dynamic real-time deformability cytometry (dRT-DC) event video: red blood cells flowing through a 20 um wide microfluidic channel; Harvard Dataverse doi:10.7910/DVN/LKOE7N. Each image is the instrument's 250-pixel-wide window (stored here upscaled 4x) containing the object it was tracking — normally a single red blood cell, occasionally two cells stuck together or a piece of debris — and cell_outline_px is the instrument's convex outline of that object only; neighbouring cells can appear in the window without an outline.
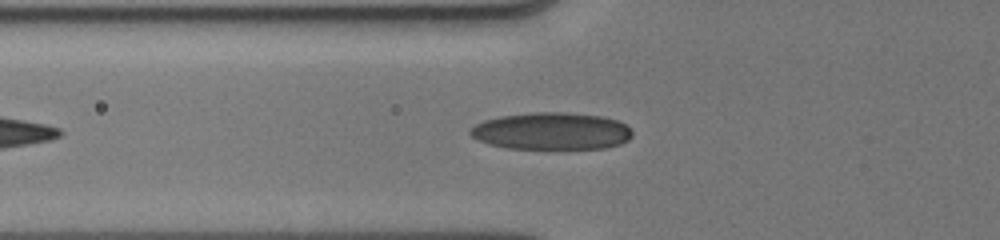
{"species": "human", "species_latin": "Homo sapiens", "temperature_condition": "cold", "stored_images_in_passage": 43, "camera_frame_rate_fps": 3000, "um_per_image_px": 0.085, "donor": {"sex": "male"}, "frame": {"image": 1, "passage_image": 8, "time_ms": 2.0, "image_size_px": [1000, 240], "cell_outline_px": [[632, 136], [628, 140], [620, 144], [604, 148], [508, 148], [488, 144], [472, 136], [468, 132], [468, 128], [484, 120], [500, 116], [532, 112], [564, 112], [604, 116], [616, 120], [624, 124], [632, 132]], "centroid_in_image_um": [46.86, 11.13], "position_along_channel_um": 78.9, "area_um2": 35.03}}
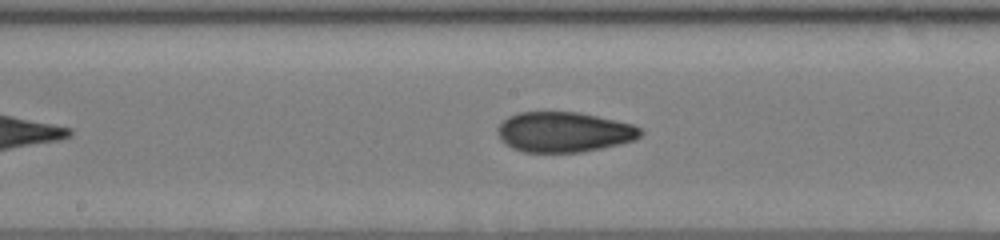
{"frame": {"image": 2, "passage_image": 19, "time_ms": 5.0, "image_size_px": [1000, 240], "cell_outline_px": [[644, 132], [636, 140], [620, 144], [580, 152], [524, 152], [512, 148], [504, 144], [500, 140], [496, 132], [496, 128], [508, 116], [520, 112], [580, 112], [632, 124], [640, 128]], "centroid_in_image_um": [47.91, 11.22], "position_along_channel_um": 200.3, "area_um2": 33.64}}
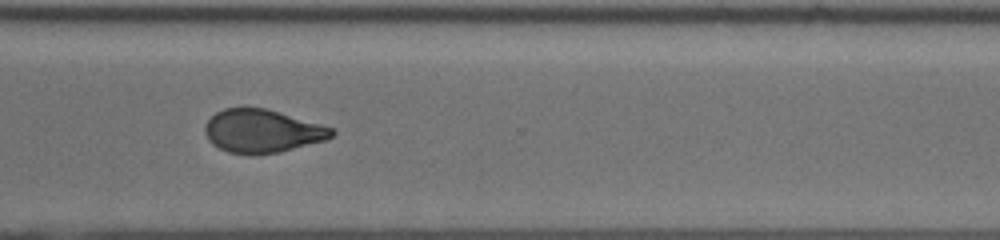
{"frame": {"image": 3, "passage_image": 42, "time_ms": 8.667, "image_size_px": [1000, 240], "cell_outline_px": [[336, 132], [332, 136], [324, 140], [276, 152], [228, 152], [212, 144], [208, 140], [204, 132], [204, 128], [208, 120], [216, 112], [224, 108], [264, 108], [320, 124], [332, 128]], "centroid_in_image_um": [22.25, 11.11], "position_along_channel_um": 348.4, "area_um2": 30.87}}